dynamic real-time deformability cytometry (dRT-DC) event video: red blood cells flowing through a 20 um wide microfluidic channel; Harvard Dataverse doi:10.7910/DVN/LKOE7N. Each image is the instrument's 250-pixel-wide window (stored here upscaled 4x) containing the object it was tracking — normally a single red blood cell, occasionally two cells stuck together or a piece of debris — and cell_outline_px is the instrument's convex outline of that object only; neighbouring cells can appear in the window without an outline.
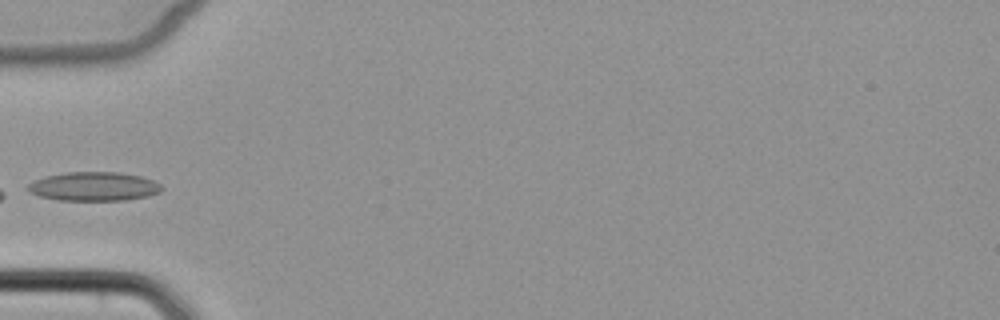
{"species": "common noctule bat (a hibernating species)", "species_latin": "Nyctalus noctula", "temperature_condition": "cold", "stored_images_in_passage": 2, "camera_frame_rate_fps": 3000, "um_per_image_px": 0.085, "animal": {"sex": "female", "body_mass_g": 22.7, "forearm_length_mm": 54.2}, "frame": {"image": 1, "passage_image": 1, "time_ms": 0.0, "image_size_px": [1000, 320], "cell_outline_px": [[164, 188], [160, 192], [148, 196], [124, 200], [60, 200], [40, 196], [28, 192], [24, 188], [28, 184], [44, 176], [68, 172], [120, 172], [140, 176], [152, 180], [160, 184]], "centroid_in_image_um": [7.96, 15.84], "position_along_channel_um": 77.0, "area_um2": 22.6}}
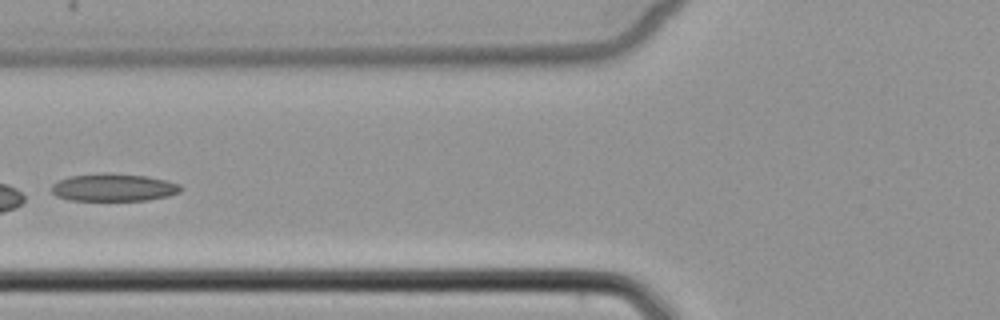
{"frame": {"image": 2, "passage_image": 2, "time_ms": 1.0, "image_size_px": [1000, 320], "cell_outline_px": [[184, 188], [180, 192], [168, 196], [148, 200], [68, 200], [56, 196], [48, 188], [52, 184], [68, 176], [96, 172], [108, 172], [144, 176], [164, 180], [180, 184]], "centroid_in_image_um": [9.61, 15.92], "position_along_channel_um": 116.2, "area_um2": 21.1}}